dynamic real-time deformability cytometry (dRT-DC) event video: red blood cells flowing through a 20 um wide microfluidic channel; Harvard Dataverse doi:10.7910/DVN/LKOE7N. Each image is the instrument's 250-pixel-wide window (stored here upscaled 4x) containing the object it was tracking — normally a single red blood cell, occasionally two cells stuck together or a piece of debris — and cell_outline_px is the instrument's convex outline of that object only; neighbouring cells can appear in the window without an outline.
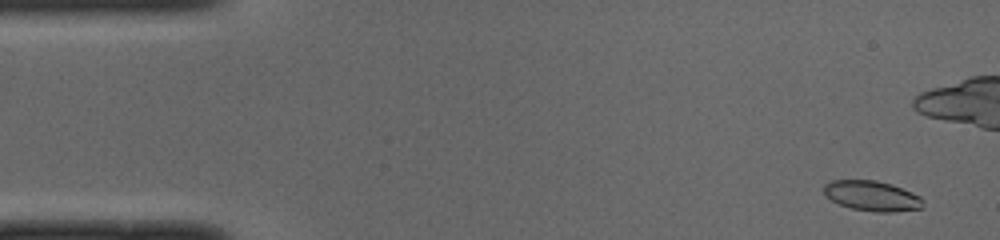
{"species": "common noctule bat (a hibernating species)", "species_latin": "Nyctalus noctula", "temperature_condition": "cold", "stored_images_in_passage": 51, "camera_frame_rate_fps": 3000, "um_per_image_px": 0.085, "animal": {"sex": "male", "body_mass_g": 19.0, "forearm_length_mm": 50.8}, "frame": {"image": 1, "passage_image": 2, "time_ms": 0.333, "image_size_px": [1000, 240], "cell_outline_px": [[916, 208], [856, 208], [844, 204], [836, 200], [832, 184], [840, 180], [868, 180], [888, 184], [900, 188], [916, 196]], "centroid_in_image_um": [74.16, 16.57], "position_along_channel_um": 10.8, "area_um2": 13.7}}
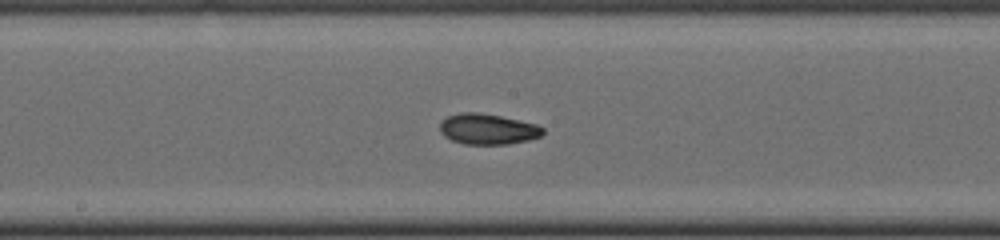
{"frame": {"image": 2, "passage_image": 25, "time_ms": 8.0, "image_size_px": [1000, 240], "cell_outline_px": [[544, 132], [536, 136], [520, 140], [492, 144], [476, 144], [456, 140], [448, 136], [444, 132], [444, 120], [452, 116], [496, 116], [532, 124], [540, 128]], "centroid_in_image_um": [41.52, 11.01], "position_along_channel_um": 206.7, "area_um2": 15.49}}
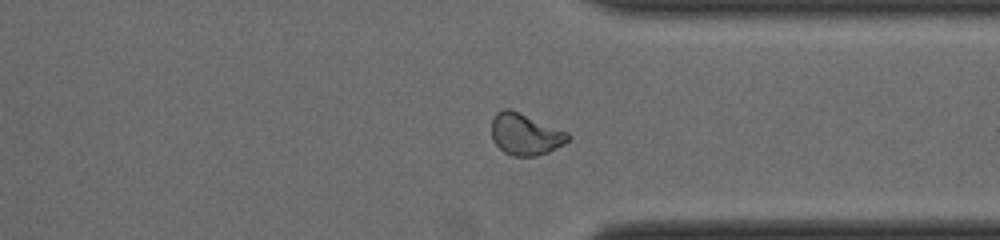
{"frame": {"image": 3, "passage_image": 37, "time_ms": 12.0, "image_size_px": [1000, 240], "cell_outline_px": [[568, 140], [544, 152], [524, 156], [520, 156], [508, 152], [492, 136], [492, 124], [496, 116], [500, 112], [516, 112], [564, 132], [568, 136]], "centroid_in_image_um": [44.63, 11.42], "position_along_channel_um": 366.8, "area_um2": 16.18}, "authors_computed_cell_mechanics": {"area_um2": 14.9124, "velocity_mm_per_s": 4.027, "shape_relaxation_time_tau1_ms": 4.2279, "shape_relaxation_time_tau2_ms": 2.0794, "deformation_change_tau1": 0.1727, "deformation_change_tau2": 0.0772}}